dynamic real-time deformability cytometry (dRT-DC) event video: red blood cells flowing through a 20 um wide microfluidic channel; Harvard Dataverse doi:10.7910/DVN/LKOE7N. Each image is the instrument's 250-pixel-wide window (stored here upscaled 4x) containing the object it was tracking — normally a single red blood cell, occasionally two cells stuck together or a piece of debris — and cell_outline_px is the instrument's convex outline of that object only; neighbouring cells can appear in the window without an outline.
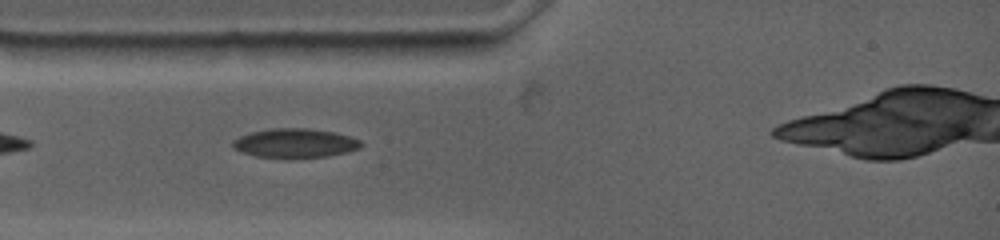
{"species": "common noctule bat (a hibernating species)", "species_latin": "Nyctalus noctula", "temperature_condition": "warm", "stored_images_in_passage": 19, "camera_frame_rate_fps": 4500, "um_per_image_px": 0.085, "animal": {"sex": "female", "body_mass_g": 19.0, "forearm_length_mm": 53.3}, "frame": {"image": 1, "passage_image": 3, "time_ms": 0.444, "image_size_px": [1000, 240], "cell_outline_px": [[364, 144], [360, 148], [348, 152], [328, 156], [288, 160], [256, 156], [240, 152], [232, 148], [232, 140], [240, 136], [252, 132], [272, 128], [308, 128], [336, 132], [360, 140]], "centroid_in_image_um": [25.07, 12.2], "position_along_channel_um": 59.9, "area_um2": 22.48}}
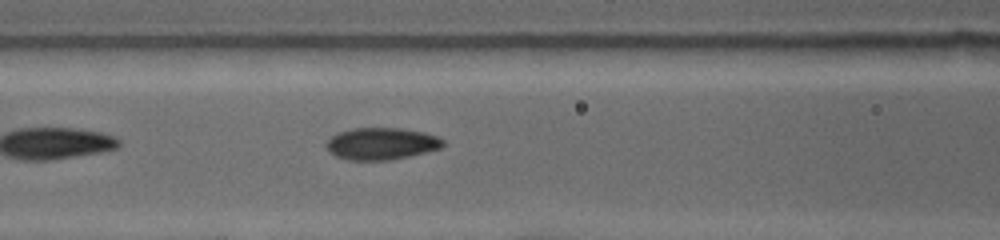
{"frame": {"image": 2, "passage_image": 12, "time_ms": 2.444, "image_size_px": [1000, 240], "cell_outline_px": [[444, 144], [440, 148], [428, 152], [388, 160], [348, 160], [336, 156], [328, 152], [324, 144], [336, 132], [352, 128], [400, 128], [424, 132], [436, 136], [444, 140]], "centroid_in_image_um": [32.38, 12.21], "position_along_channel_um": 134.2, "area_um2": 21.91}}
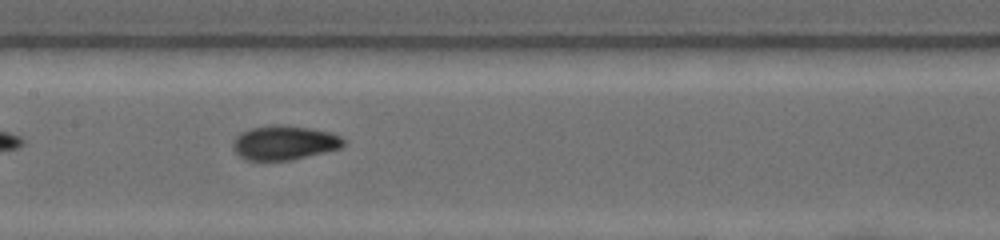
{"frame": {"image": 3, "passage_image": 18, "time_ms": 3.778, "image_size_px": [1000, 240], "cell_outline_px": [[344, 144], [340, 148], [292, 160], [248, 160], [240, 156], [232, 148], [232, 140], [240, 132], [252, 128], [276, 124], [284, 124], [312, 128], [332, 132], [340, 136], [344, 140]], "centroid_in_image_um": [24.16, 12.11], "position_along_channel_um": 183.2, "area_um2": 22.25}}